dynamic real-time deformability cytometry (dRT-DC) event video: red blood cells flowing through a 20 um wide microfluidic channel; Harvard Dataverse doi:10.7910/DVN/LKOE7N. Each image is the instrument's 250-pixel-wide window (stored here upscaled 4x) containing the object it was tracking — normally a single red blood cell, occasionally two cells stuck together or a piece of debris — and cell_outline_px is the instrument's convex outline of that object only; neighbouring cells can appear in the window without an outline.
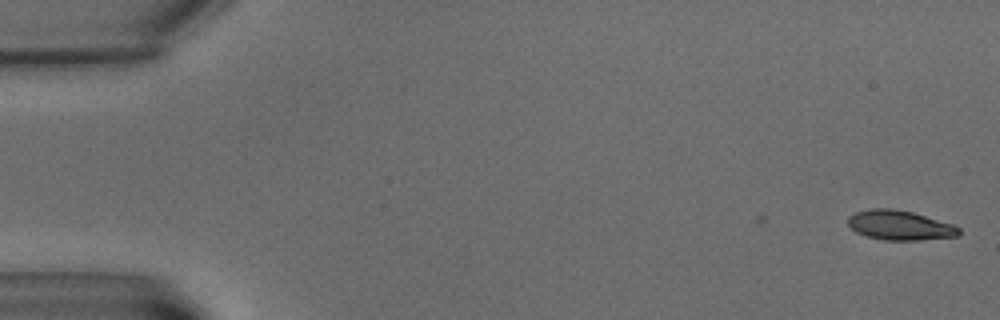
{"species": "common noctule bat (a hibernating species)", "species_latin": "Nyctalus noctula", "temperature_condition": "warm", "stored_images_in_passage": 6, "camera_frame_rate_fps": 3000, "um_per_image_px": 0.085, "animal": {"sex": "male", "body_mass_g": 15.6}, "frame": {"image": 1, "passage_image": 1, "time_ms": 0.0, "image_size_px": [1000, 320], "cell_outline_px": [[960, 236], [920, 240], [884, 240], [868, 236], [856, 232], [848, 224], [848, 216], [856, 212], [872, 208], [892, 208], [912, 212], [952, 224], [960, 228]], "centroid_in_image_um": [76.49, 19.15], "position_along_channel_um": 8.5, "area_um2": 19.07}}
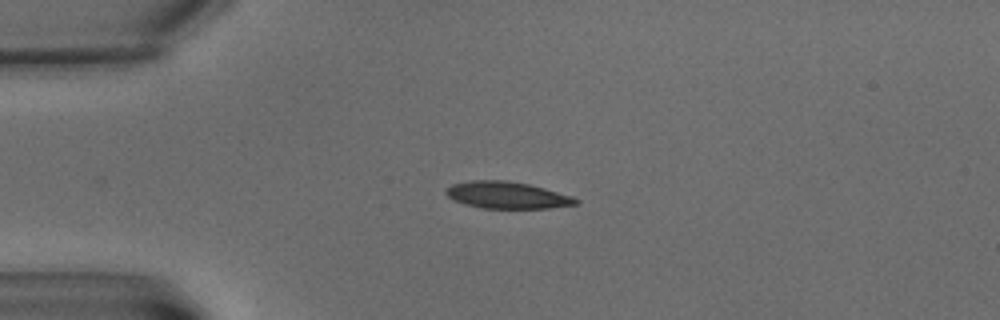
{"frame": {"image": 2, "passage_image": 5, "time_ms": 5.333, "image_size_px": [1000, 320], "cell_outline_px": [[580, 200], [576, 204], [548, 208], [484, 208], [464, 204], [452, 200], [444, 192], [452, 184], [472, 180], [508, 180], [528, 184], [544, 188], [572, 196]], "centroid_in_image_um": [43.08, 16.58], "position_along_channel_um": 41.9, "area_um2": 20.23}}